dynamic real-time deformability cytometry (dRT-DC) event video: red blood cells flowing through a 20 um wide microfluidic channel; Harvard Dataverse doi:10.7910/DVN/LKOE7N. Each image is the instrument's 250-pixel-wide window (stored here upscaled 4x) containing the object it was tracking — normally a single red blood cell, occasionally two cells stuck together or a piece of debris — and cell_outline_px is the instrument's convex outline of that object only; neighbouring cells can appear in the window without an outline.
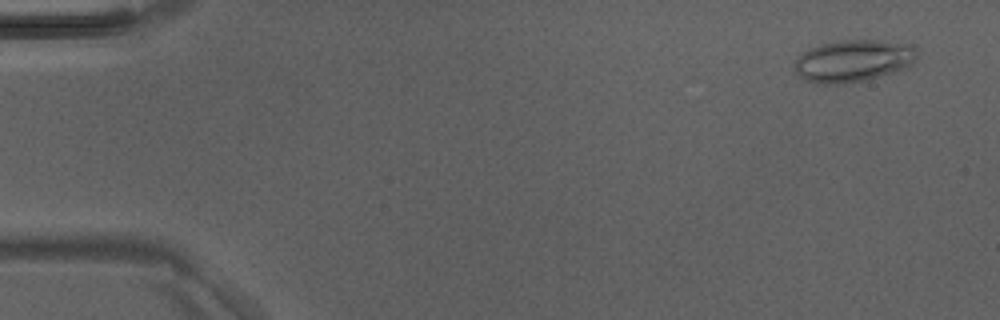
{"species": "Egyptian fruit bat (a non-hibernating species)", "species_latin": "Rousettus aegyptiacus", "temperature_condition": "room temperature", "stored_images_in_passage": 4, "camera_frame_rate_fps": 3000, "um_per_image_px": 0.085, "animal": {"sex": "male"}, "frame": {"image": 1, "passage_image": 1, "time_ms": 0.0, "image_size_px": [1000, 320], "cell_outline_px": [[916, 56], [912, 64], [908, 68], [864, 80], [844, 84], [816, 84], [804, 80], [792, 68], [796, 60], [804, 52], [820, 44], [840, 40], [880, 40], [916, 44]], "centroid_in_image_um": [72.54, 5.17], "position_along_channel_um": 12.5, "area_um2": 30.35}}